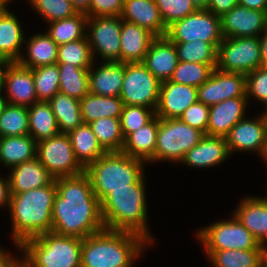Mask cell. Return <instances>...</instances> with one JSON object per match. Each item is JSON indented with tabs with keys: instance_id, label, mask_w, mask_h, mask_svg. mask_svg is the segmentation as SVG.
<instances>
[{
	"instance_id": "51",
	"label": "cell",
	"mask_w": 267,
	"mask_h": 267,
	"mask_svg": "<svg viewBox=\"0 0 267 267\" xmlns=\"http://www.w3.org/2000/svg\"><path fill=\"white\" fill-rule=\"evenodd\" d=\"M11 245L12 247L14 246L13 251L15 252H12L10 249L5 247L4 245H1L0 243V267H12L13 263L20 257L19 255H22L20 245Z\"/></svg>"
},
{
	"instance_id": "17",
	"label": "cell",
	"mask_w": 267,
	"mask_h": 267,
	"mask_svg": "<svg viewBox=\"0 0 267 267\" xmlns=\"http://www.w3.org/2000/svg\"><path fill=\"white\" fill-rule=\"evenodd\" d=\"M224 38L260 37L267 31V13L237 4L221 17Z\"/></svg>"
},
{
	"instance_id": "64",
	"label": "cell",
	"mask_w": 267,
	"mask_h": 267,
	"mask_svg": "<svg viewBox=\"0 0 267 267\" xmlns=\"http://www.w3.org/2000/svg\"><path fill=\"white\" fill-rule=\"evenodd\" d=\"M260 267H267V259L261 264Z\"/></svg>"
},
{
	"instance_id": "27",
	"label": "cell",
	"mask_w": 267,
	"mask_h": 267,
	"mask_svg": "<svg viewBox=\"0 0 267 267\" xmlns=\"http://www.w3.org/2000/svg\"><path fill=\"white\" fill-rule=\"evenodd\" d=\"M31 34L25 37L24 48L17 63L29 69L56 64L58 45L44 29Z\"/></svg>"
},
{
	"instance_id": "2",
	"label": "cell",
	"mask_w": 267,
	"mask_h": 267,
	"mask_svg": "<svg viewBox=\"0 0 267 267\" xmlns=\"http://www.w3.org/2000/svg\"><path fill=\"white\" fill-rule=\"evenodd\" d=\"M146 176L131 184L130 189L112 190L100 202L101 215L105 229L137 234L155 246L158 239L149 228Z\"/></svg>"
},
{
	"instance_id": "19",
	"label": "cell",
	"mask_w": 267,
	"mask_h": 267,
	"mask_svg": "<svg viewBox=\"0 0 267 267\" xmlns=\"http://www.w3.org/2000/svg\"><path fill=\"white\" fill-rule=\"evenodd\" d=\"M242 196L232 214L258 240L267 247V197Z\"/></svg>"
},
{
	"instance_id": "4",
	"label": "cell",
	"mask_w": 267,
	"mask_h": 267,
	"mask_svg": "<svg viewBox=\"0 0 267 267\" xmlns=\"http://www.w3.org/2000/svg\"><path fill=\"white\" fill-rule=\"evenodd\" d=\"M150 247L137 234L104 229L82 239L81 267H135Z\"/></svg>"
},
{
	"instance_id": "12",
	"label": "cell",
	"mask_w": 267,
	"mask_h": 267,
	"mask_svg": "<svg viewBox=\"0 0 267 267\" xmlns=\"http://www.w3.org/2000/svg\"><path fill=\"white\" fill-rule=\"evenodd\" d=\"M36 158L55 179L84 172L75 158L70 137L65 133L37 142Z\"/></svg>"
},
{
	"instance_id": "23",
	"label": "cell",
	"mask_w": 267,
	"mask_h": 267,
	"mask_svg": "<svg viewBox=\"0 0 267 267\" xmlns=\"http://www.w3.org/2000/svg\"><path fill=\"white\" fill-rule=\"evenodd\" d=\"M124 73L125 64L122 62L95 61L88 70L89 93L120 97Z\"/></svg>"
},
{
	"instance_id": "24",
	"label": "cell",
	"mask_w": 267,
	"mask_h": 267,
	"mask_svg": "<svg viewBox=\"0 0 267 267\" xmlns=\"http://www.w3.org/2000/svg\"><path fill=\"white\" fill-rule=\"evenodd\" d=\"M177 50L172 41L165 37H155L143 60L146 68L160 81H168L178 65Z\"/></svg>"
},
{
	"instance_id": "52",
	"label": "cell",
	"mask_w": 267,
	"mask_h": 267,
	"mask_svg": "<svg viewBox=\"0 0 267 267\" xmlns=\"http://www.w3.org/2000/svg\"><path fill=\"white\" fill-rule=\"evenodd\" d=\"M5 173H0V209L8 210L11 194L8 175Z\"/></svg>"
},
{
	"instance_id": "56",
	"label": "cell",
	"mask_w": 267,
	"mask_h": 267,
	"mask_svg": "<svg viewBox=\"0 0 267 267\" xmlns=\"http://www.w3.org/2000/svg\"><path fill=\"white\" fill-rule=\"evenodd\" d=\"M12 267H35L23 254L13 263Z\"/></svg>"
},
{
	"instance_id": "14",
	"label": "cell",
	"mask_w": 267,
	"mask_h": 267,
	"mask_svg": "<svg viewBox=\"0 0 267 267\" xmlns=\"http://www.w3.org/2000/svg\"><path fill=\"white\" fill-rule=\"evenodd\" d=\"M225 139L231 157L239 152H254L260 157L267 140V121L260 112L255 116L247 115L230 129Z\"/></svg>"
},
{
	"instance_id": "59",
	"label": "cell",
	"mask_w": 267,
	"mask_h": 267,
	"mask_svg": "<svg viewBox=\"0 0 267 267\" xmlns=\"http://www.w3.org/2000/svg\"><path fill=\"white\" fill-rule=\"evenodd\" d=\"M260 159L263 161L264 166L267 168V140L265 142L264 150H263L261 156L259 157V161H260Z\"/></svg>"
},
{
	"instance_id": "41",
	"label": "cell",
	"mask_w": 267,
	"mask_h": 267,
	"mask_svg": "<svg viewBox=\"0 0 267 267\" xmlns=\"http://www.w3.org/2000/svg\"><path fill=\"white\" fill-rule=\"evenodd\" d=\"M32 74L38 101L49 102L59 92L60 74L58 64L34 68Z\"/></svg>"
},
{
	"instance_id": "22",
	"label": "cell",
	"mask_w": 267,
	"mask_h": 267,
	"mask_svg": "<svg viewBox=\"0 0 267 267\" xmlns=\"http://www.w3.org/2000/svg\"><path fill=\"white\" fill-rule=\"evenodd\" d=\"M20 20L12 6L0 12V57L5 63L17 62L22 54L27 32Z\"/></svg>"
},
{
	"instance_id": "3",
	"label": "cell",
	"mask_w": 267,
	"mask_h": 267,
	"mask_svg": "<svg viewBox=\"0 0 267 267\" xmlns=\"http://www.w3.org/2000/svg\"><path fill=\"white\" fill-rule=\"evenodd\" d=\"M57 194L55 180L48 186L11 194L8 211L12 244L52 231V210Z\"/></svg>"
},
{
	"instance_id": "21",
	"label": "cell",
	"mask_w": 267,
	"mask_h": 267,
	"mask_svg": "<svg viewBox=\"0 0 267 267\" xmlns=\"http://www.w3.org/2000/svg\"><path fill=\"white\" fill-rule=\"evenodd\" d=\"M197 101L196 87L170 80L161 82L156 116L164 119L179 118L190 105Z\"/></svg>"
},
{
	"instance_id": "9",
	"label": "cell",
	"mask_w": 267,
	"mask_h": 267,
	"mask_svg": "<svg viewBox=\"0 0 267 267\" xmlns=\"http://www.w3.org/2000/svg\"><path fill=\"white\" fill-rule=\"evenodd\" d=\"M166 37L173 43L195 42L197 40L208 42L217 49L224 39L221 17L207 9H197L187 17L168 26Z\"/></svg>"
},
{
	"instance_id": "1",
	"label": "cell",
	"mask_w": 267,
	"mask_h": 267,
	"mask_svg": "<svg viewBox=\"0 0 267 267\" xmlns=\"http://www.w3.org/2000/svg\"><path fill=\"white\" fill-rule=\"evenodd\" d=\"M52 231L81 239L105 229L101 207L85 172L55 179Z\"/></svg>"
},
{
	"instance_id": "45",
	"label": "cell",
	"mask_w": 267,
	"mask_h": 267,
	"mask_svg": "<svg viewBox=\"0 0 267 267\" xmlns=\"http://www.w3.org/2000/svg\"><path fill=\"white\" fill-rule=\"evenodd\" d=\"M156 116V110L143 106L124 105L120 116L124 139L132 132L149 123Z\"/></svg>"
},
{
	"instance_id": "62",
	"label": "cell",
	"mask_w": 267,
	"mask_h": 267,
	"mask_svg": "<svg viewBox=\"0 0 267 267\" xmlns=\"http://www.w3.org/2000/svg\"><path fill=\"white\" fill-rule=\"evenodd\" d=\"M5 62L2 60V58L0 57V71L3 68Z\"/></svg>"
},
{
	"instance_id": "50",
	"label": "cell",
	"mask_w": 267,
	"mask_h": 267,
	"mask_svg": "<svg viewBox=\"0 0 267 267\" xmlns=\"http://www.w3.org/2000/svg\"><path fill=\"white\" fill-rule=\"evenodd\" d=\"M238 4V0H209L206 9L216 16L222 17Z\"/></svg>"
},
{
	"instance_id": "20",
	"label": "cell",
	"mask_w": 267,
	"mask_h": 267,
	"mask_svg": "<svg viewBox=\"0 0 267 267\" xmlns=\"http://www.w3.org/2000/svg\"><path fill=\"white\" fill-rule=\"evenodd\" d=\"M247 97H235L209 107L207 136L226 137L230 129L245 118L249 111Z\"/></svg>"
},
{
	"instance_id": "32",
	"label": "cell",
	"mask_w": 267,
	"mask_h": 267,
	"mask_svg": "<svg viewBox=\"0 0 267 267\" xmlns=\"http://www.w3.org/2000/svg\"><path fill=\"white\" fill-rule=\"evenodd\" d=\"M83 123H91L104 117L120 118L123 110V101L120 97L98 96L91 93L80 101Z\"/></svg>"
},
{
	"instance_id": "13",
	"label": "cell",
	"mask_w": 267,
	"mask_h": 267,
	"mask_svg": "<svg viewBox=\"0 0 267 267\" xmlns=\"http://www.w3.org/2000/svg\"><path fill=\"white\" fill-rule=\"evenodd\" d=\"M160 83L143 63H127L120 98L124 105L143 106L156 110Z\"/></svg>"
},
{
	"instance_id": "33",
	"label": "cell",
	"mask_w": 267,
	"mask_h": 267,
	"mask_svg": "<svg viewBox=\"0 0 267 267\" xmlns=\"http://www.w3.org/2000/svg\"><path fill=\"white\" fill-rule=\"evenodd\" d=\"M68 135L75 158L84 168L106 153L87 123H82L75 130L70 131Z\"/></svg>"
},
{
	"instance_id": "26",
	"label": "cell",
	"mask_w": 267,
	"mask_h": 267,
	"mask_svg": "<svg viewBox=\"0 0 267 267\" xmlns=\"http://www.w3.org/2000/svg\"><path fill=\"white\" fill-rule=\"evenodd\" d=\"M7 175L10 194L48 186L55 180L36 157L7 170Z\"/></svg>"
},
{
	"instance_id": "44",
	"label": "cell",
	"mask_w": 267,
	"mask_h": 267,
	"mask_svg": "<svg viewBox=\"0 0 267 267\" xmlns=\"http://www.w3.org/2000/svg\"><path fill=\"white\" fill-rule=\"evenodd\" d=\"M28 3V4H27ZM33 12L47 24L49 22L71 17L77 13L69 0H27Z\"/></svg>"
},
{
	"instance_id": "11",
	"label": "cell",
	"mask_w": 267,
	"mask_h": 267,
	"mask_svg": "<svg viewBox=\"0 0 267 267\" xmlns=\"http://www.w3.org/2000/svg\"><path fill=\"white\" fill-rule=\"evenodd\" d=\"M120 16L88 17L86 37L88 39L94 61L120 62L121 50Z\"/></svg>"
},
{
	"instance_id": "25",
	"label": "cell",
	"mask_w": 267,
	"mask_h": 267,
	"mask_svg": "<svg viewBox=\"0 0 267 267\" xmlns=\"http://www.w3.org/2000/svg\"><path fill=\"white\" fill-rule=\"evenodd\" d=\"M122 20L147 29L155 37H165V26L155 0H124Z\"/></svg>"
},
{
	"instance_id": "63",
	"label": "cell",
	"mask_w": 267,
	"mask_h": 267,
	"mask_svg": "<svg viewBox=\"0 0 267 267\" xmlns=\"http://www.w3.org/2000/svg\"><path fill=\"white\" fill-rule=\"evenodd\" d=\"M6 5L0 0V12L3 10V8L5 7Z\"/></svg>"
},
{
	"instance_id": "7",
	"label": "cell",
	"mask_w": 267,
	"mask_h": 267,
	"mask_svg": "<svg viewBox=\"0 0 267 267\" xmlns=\"http://www.w3.org/2000/svg\"><path fill=\"white\" fill-rule=\"evenodd\" d=\"M199 226L195 237L202 250H267L232 214Z\"/></svg>"
},
{
	"instance_id": "38",
	"label": "cell",
	"mask_w": 267,
	"mask_h": 267,
	"mask_svg": "<svg viewBox=\"0 0 267 267\" xmlns=\"http://www.w3.org/2000/svg\"><path fill=\"white\" fill-rule=\"evenodd\" d=\"M89 125L106 152H121L124 137L120 118L104 117L89 123Z\"/></svg>"
},
{
	"instance_id": "10",
	"label": "cell",
	"mask_w": 267,
	"mask_h": 267,
	"mask_svg": "<svg viewBox=\"0 0 267 267\" xmlns=\"http://www.w3.org/2000/svg\"><path fill=\"white\" fill-rule=\"evenodd\" d=\"M262 67L259 37L224 38L217 48L216 68L247 75Z\"/></svg>"
},
{
	"instance_id": "53",
	"label": "cell",
	"mask_w": 267,
	"mask_h": 267,
	"mask_svg": "<svg viewBox=\"0 0 267 267\" xmlns=\"http://www.w3.org/2000/svg\"><path fill=\"white\" fill-rule=\"evenodd\" d=\"M238 4L249 9L264 11L267 13V0H238Z\"/></svg>"
},
{
	"instance_id": "36",
	"label": "cell",
	"mask_w": 267,
	"mask_h": 267,
	"mask_svg": "<svg viewBox=\"0 0 267 267\" xmlns=\"http://www.w3.org/2000/svg\"><path fill=\"white\" fill-rule=\"evenodd\" d=\"M88 16L77 12L75 15L47 23L45 32L57 44L73 42L86 36Z\"/></svg>"
},
{
	"instance_id": "49",
	"label": "cell",
	"mask_w": 267,
	"mask_h": 267,
	"mask_svg": "<svg viewBox=\"0 0 267 267\" xmlns=\"http://www.w3.org/2000/svg\"><path fill=\"white\" fill-rule=\"evenodd\" d=\"M124 0H91L89 17L120 16Z\"/></svg>"
},
{
	"instance_id": "58",
	"label": "cell",
	"mask_w": 267,
	"mask_h": 267,
	"mask_svg": "<svg viewBox=\"0 0 267 267\" xmlns=\"http://www.w3.org/2000/svg\"><path fill=\"white\" fill-rule=\"evenodd\" d=\"M209 0H191L196 9H206Z\"/></svg>"
},
{
	"instance_id": "18",
	"label": "cell",
	"mask_w": 267,
	"mask_h": 267,
	"mask_svg": "<svg viewBox=\"0 0 267 267\" xmlns=\"http://www.w3.org/2000/svg\"><path fill=\"white\" fill-rule=\"evenodd\" d=\"M229 159L231 155L224 137L204 135L199 143L185 154L180 164L188 169L204 171L220 167L222 163H228Z\"/></svg>"
},
{
	"instance_id": "57",
	"label": "cell",
	"mask_w": 267,
	"mask_h": 267,
	"mask_svg": "<svg viewBox=\"0 0 267 267\" xmlns=\"http://www.w3.org/2000/svg\"><path fill=\"white\" fill-rule=\"evenodd\" d=\"M7 104H8L7 98L5 97L3 89L0 87V114L4 111Z\"/></svg>"
},
{
	"instance_id": "28",
	"label": "cell",
	"mask_w": 267,
	"mask_h": 267,
	"mask_svg": "<svg viewBox=\"0 0 267 267\" xmlns=\"http://www.w3.org/2000/svg\"><path fill=\"white\" fill-rule=\"evenodd\" d=\"M155 38L147 29L122 20L120 62L143 63L151 41Z\"/></svg>"
},
{
	"instance_id": "6",
	"label": "cell",
	"mask_w": 267,
	"mask_h": 267,
	"mask_svg": "<svg viewBox=\"0 0 267 267\" xmlns=\"http://www.w3.org/2000/svg\"><path fill=\"white\" fill-rule=\"evenodd\" d=\"M22 254L35 267H81L82 239L53 231L25 240Z\"/></svg>"
},
{
	"instance_id": "61",
	"label": "cell",
	"mask_w": 267,
	"mask_h": 267,
	"mask_svg": "<svg viewBox=\"0 0 267 267\" xmlns=\"http://www.w3.org/2000/svg\"><path fill=\"white\" fill-rule=\"evenodd\" d=\"M5 5H11L12 6V4L15 2V0H1ZM25 1H27V0H24V3H25ZM13 2V3H12Z\"/></svg>"
},
{
	"instance_id": "29",
	"label": "cell",
	"mask_w": 267,
	"mask_h": 267,
	"mask_svg": "<svg viewBox=\"0 0 267 267\" xmlns=\"http://www.w3.org/2000/svg\"><path fill=\"white\" fill-rule=\"evenodd\" d=\"M158 116L149 123L130 133L125 139L122 153L154 165V153L157 144Z\"/></svg>"
},
{
	"instance_id": "16",
	"label": "cell",
	"mask_w": 267,
	"mask_h": 267,
	"mask_svg": "<svg viewBox=\"0 0 267 267\" xmlns=\"http://www.w3.org/2000/svg\"><path fill=\"white\" fill-rule=\"evenodd\" d=\"M0 87L10 104L29 107L38 102L32 69L17 62L4 64L0 71Z\"/></svg>"
},
{
	"instance_id": "34",
	"label": "cell",
	"mask_w": 267,
	"mask_h": 267,
	"mask_svg": "<svg viewBox=\"0 0 267 267\" xmlns=\"http://www.w3.org/2000/svg\"><path fill=\"white\" fill-rule=\"evenodd\" d=\"M29 135L37 142L58 135L59 127L49 102L38 101L28 107Z\"/></svg>"
},
{
	"instance_id": "8",
	"label": "cell",
	"mask_w": 267,
	"mask_h": 267,
	"mask_svg": "<svg viewBox=\"0 0 267 267\" xmlns=\"http://www.w3.org/2000/svg\"><path fill=\"white\" fill-rule=\"evenodd\" d=\"M204 134L198 129L182 122L179 118L164 119L158 117L157 144L154 163L180 165L185 154L196 146Z\"/></svg>"
},
{
	"instance_id": "37",
	"label": "cell",
	"mask_w": 267,
	"mask_h": 267,
	"mask_svg": "<svg viewBox=\"0 0 267 267\" xmlns=\"http://www.w3.org/2000/svg\"><path fill=\"white\" fill-rule=\"evenodd\" d=\"M57 64L60 74L59 92L80 101L89 93V69L78 68L69 63Z\"/></svg>"
},
{
	"instance_id": "42",
	"label": "cell",
	"mask_w": 267,
	"mask_h": 267,
	"mask_svg": "<svg viewBox=\"0 0 267 267\" xmlns=\"http://www.w3.org/2000/svg\"><path fill=\"white\" fill-rule=\"evenodd\" d=\"M216 65L179 61L169 80L198 88L209 79Z\"/></svg>"
},
{
	"instance_id": "40",
	"label": "cell",
	"mask_w": 267,
	"mask_h": 267,
	"mask_svg": "<svg viewBox=\"0 0 267 267\" xmlns=\"http://www.w3.org/2000/svg\"><path fill=\"white\" fill-rule=\"evenodd\" d=\"M94 62L86 36L73 42L58 45L57 63H69L78 68L89 69Z\"/></svg>"
},
{
	"instance_id": "39",
	"label": "cell",
	"mask_w": 267,
	"mask_h": 267,
	"mask_svg": "<svg viewBox=\"0 0 267 267\" xmlns=\"http://www.w3.org/2000/svg\"><path fill=\"white\" fill-rule=\"evenodd\" d=\"M29 135L28 107L8 103L0 114V137Z\"/></svg>"
},
{
	"instance_id": "30",
	"label": "cell",
	"mask_w": 267,
	"mask_h": 267,
	"mask_svg": "<svg viewBox=\"0 0 267 267\" xmlns=\"http://www.w3.org/2000/svg\"><path fill=\"white\" fill-rule=\"evenodd\" d=\"M36 157V141L31 135L0 137V169L6 170Z\"/></svg>"
},
{
	"instance_id": "47",
	"label": "cell",
	"mask_w": 267,
	"mask_h": 267,
	"mask_svg": "<svg viewBox=\"0 0 267 267\" xmlns=\"http://www.w3.org/2000/svg\"><path fill=\"white\" fill-rule=\"evenodd\" d=\"M246 97L249 105L256 101L262 107L267 102V68L259 67L246 75Z\"/></svg>"
},
{
	"instance_id": "46",
	"label": "cell",
	"mask_w": 267,
	"mask_h": 267,
	"mask_svg": "<svg viewBox=\"0 0 267 267\" xmlns=\"http://www.w3.org/2000/svg\"><path fill=\"white\" fill-rule=\"evenodd\" d=\"M155 3L166 27L197 10L191 0H155Z\"/></svg>"
},
{
	"instance_id": "48",
	"label": "cell",
	"mask_w": 267,
	"mask_h": 267,
	"mask_svg": "<svg viewBox=\"0 0 267 267\" xmlns=\"http://www.w3.org/2000/svg\"><path fill=\"white\" fill-rule=\"evenodd\" d=\"M179 119L206 135L209 121V106L197 101L195 104L190 105Z\"/></svg>"
},
{
	"instance_id": "31",
	"label": "cell",
	"mask_w": 267,
	"mask_h": 267,
	"mask_svg": "<svg viewBox=\"0 0 267 267\" xmlns=\"http://www.w3.org/2000/svg\"><path fill=\"white\" fill-rule=\"evenodd\" d=\"M212 267H260L267 250H202Z\"/></svg>"
},
{
	"instance_id": "54",
	"label": "cell",
	"mask_w": 267,
	"mask_h": 267,
	"mask_svg": "<svg viewBox=\"0 0 267 267\" xmlns=\"http://www.w3.org/2000/svg\"><path fill=\"white\" fill-rule=\"evenodd\" d=\"M73 8L79 13H85L89 17L91 0H69Z\"/></svg>"
},
{
	"instance_id": "35",
	"label": "cell",
	"mask_w": 267,
	"mask_h": 267,
	"mask_svg": "<svg viewBox=\"0 0 267 267\" xmlns=\"http://www.w3.org/2000/svg\"><path fill=\"white\" fill-rule=\"evenodd\" d=\"M49 104L56 117L60 133L68 134L83 123L79 100L57 92Z\"/></svg>"
},
{
	"instance_id": "15",
	"label": "cell",
	"mask_w": 267,
	"mask_h": 267,
	"mask_svg": "<svg viewBox=\"0 0 267 267\" xmlns=\"http://www.w3.org/2000/svg\"><path fill=\"white\" fill-rule=\"evenodd\" d=\"M198 102L206 106L235 97H246V75L215 68L209 79L197 88Z\"/></svg>"
},
{
	"instance_id": "55",
	"label": "cell",
	"mask_w": 267,
	"mask_h": 267,
	"mask_svg": "<svg viewBox=\"0 0 267 267\" xmlns=\"http://www.w3.org/2000/svg\"><path fill=\"white\" fill-rule=\"evenodd\" d=\"M259 40H260L262 67L267 68V31H265L259 37Z\"/></svg>"
},
{
	"instance_id": "43",
	"label": "cell",
	"mask_w": 267,
	"mask_h": 267,
	"mask_svg": "<svg viewBox=\"0 0 267 267\" xmlns=\"http://www.w3.org/2000/svg\"><path fill=\"white\" fill-rule=\"evenodd\" d=\"M178 60L200 64H217V49L208 42L174 43Z\"/></svg>"
},
{
	"instance_id": "5",
	"label": "cell",
	"mask_w": 267,
	"mask_h": 267,
	"mask_svg": "<svg viewBox=\"0 0 267 267\" xmlns=\"http://www.w3.org/2000/svg\"><path fill=\"white\" fill-rule=\"evenodd\" d=\"M146 162L122 152H106L84 168L101 202L112 190L130 189L146 173Z\"/></svg>"
},
{
	"instance_id": "60",
	"label": "cell",
	"mask_w": 267,
	"mask_h": 267,
	"mask_svg": "<svg viewBox=\"0 0 267 267\" xmlns=\"http://www.w3.org/2000/svg\"><path fill=\"white\" fill-rule=\"evenodd\" d=\"M263 110L260 111L261 115L263 116V118L267 121V102L262 106Z\"/></svg>"
}]
</instances>
